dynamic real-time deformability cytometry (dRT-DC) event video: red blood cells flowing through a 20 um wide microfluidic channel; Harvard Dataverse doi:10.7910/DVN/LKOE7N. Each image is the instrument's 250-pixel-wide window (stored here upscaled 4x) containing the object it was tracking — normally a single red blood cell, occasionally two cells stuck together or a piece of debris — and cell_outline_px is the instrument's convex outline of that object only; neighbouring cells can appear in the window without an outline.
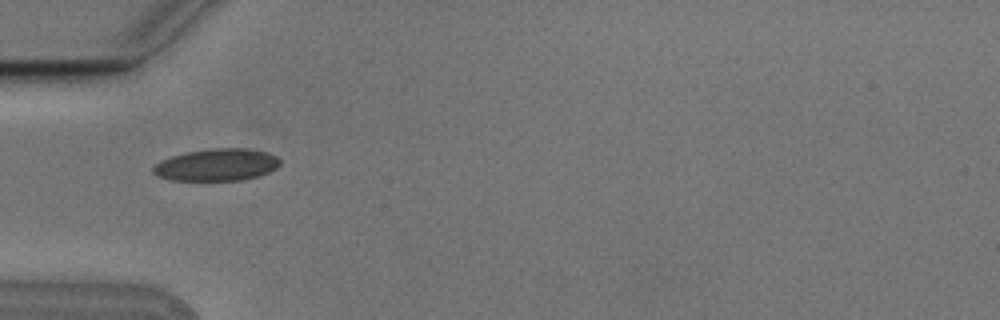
{"species": "Egyptian fruit bat (a non-hibernating species)", "species_latin": "Rousettus aegyptiacus", "temperature_condition": "cold", "stored_images_in_passage": 6, "camera_frame_rate_fps": 3000, "um_per_image_px": 0.085, "animal": {"sex": "male"}, "frame": {"image": 1, "passage_image": 4, "time_ms": 1.0, "image_size_px": [1000, 320], "cell_outline_px": [[280, 164], [276, 168], [268, 172], [256, 176], [240, 180], [168, 180], [156, 176], [152, 172], [152, 168], [160, 160], [172, 156], [188, 152], [212, 148], [248, 148], [268, 152], [276, 156], [280, 160]], "centroid_in_image_um": [18.4, 14.0], "position_along_channel_um": 66.6, "area_um2": 23.76}}
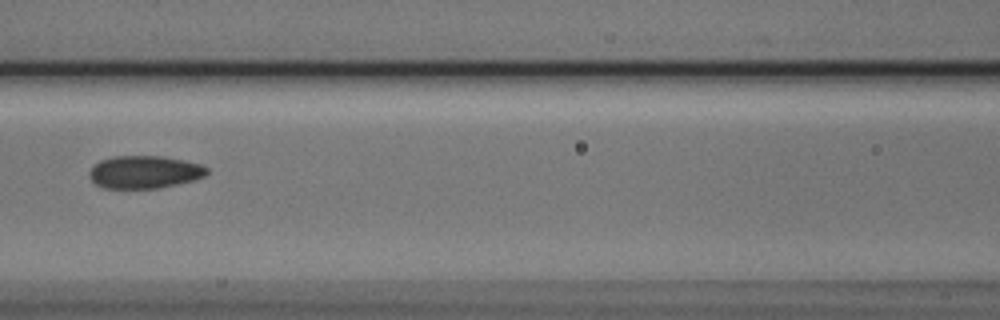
{"frame": {"image": 2, "passage_image": 6, "time_ms": 1.667, "image_size_px": [1000, 320], "cell_outline_px": [[208, 172], [204, 176], [196, 180], [160, 188], [104, 188], [96, 184], [88, 176], [88, 172], [100, 160], [112, 156], [160, 156], [184, 160], [200, 164], [208, 168]], "centroid_in_image_um": [12.29, 14.62], "position_along_channel_um": 154.3, "area_um2": 22.48}}